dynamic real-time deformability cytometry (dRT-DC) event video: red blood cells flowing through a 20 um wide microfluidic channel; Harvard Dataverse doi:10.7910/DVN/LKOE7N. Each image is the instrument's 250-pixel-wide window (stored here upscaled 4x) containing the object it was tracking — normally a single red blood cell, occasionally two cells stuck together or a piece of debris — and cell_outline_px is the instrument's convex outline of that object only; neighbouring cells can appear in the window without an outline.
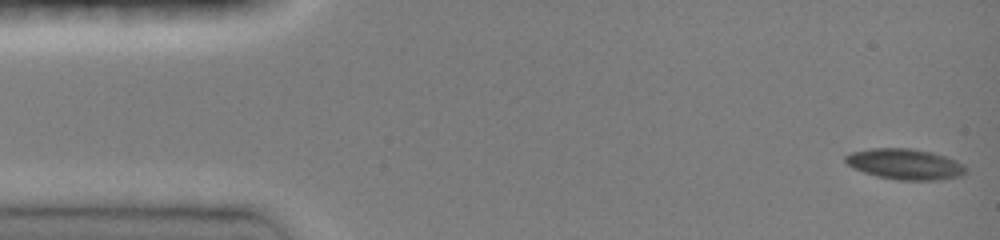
{"species": "common noctule bat (a hibernating species)", "species_latin": "Nyctalus noctula", "temperature_condition": "room temperature", "stored_images_in_passage": 48, "camera_frame_rate_fps": 3000, "um_per_image_px": 0.085, "animal": {"sex": "female", "body_mass_g": 19.0, "forearm_length_mm": 51.5}, "frame": {"image": 1, "passage_image": 1, "time_ms": 0.0, "image_size_px": [1000, 240], "cell_outline_px": [[968, 168], [960, 176], [940, 180], [896, 180], [876, 176], [852, 168], [844, 160], [844, 156], [852, 152], [872, 148], [908, 148], [932, 152], [956, 160], [964, 164]], "centroid_in_image_um": [76.92, 13.95], "position_along_channel_um": 8.1, "area_um2": 21.62}}
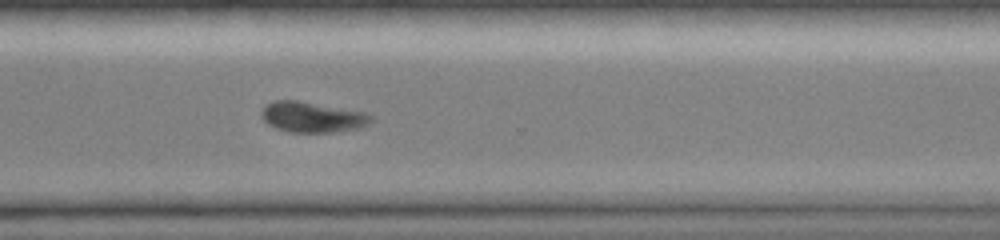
{"frame": {"image": 2, "passage_image": 35, "time_ms": 11.333, "image_size_px": [1000, 240], "cell_outline_px": [[376, 120], [360, 128], [332, 132], [288, 132], [276, 128], [268, 124], [264, 120], [260, 112], [272, 100], [300, 100], [368, 112]], "centroid_in_image_um": [26.6, 9.94], "position_along_channel_um": 344.0, "area_um2": 19.83}}
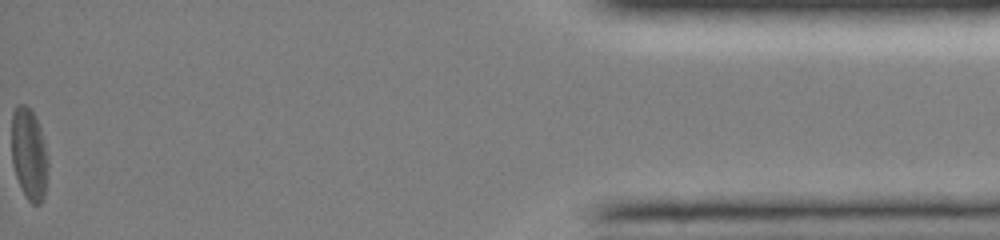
{"frame": {"image": 3, "passage_image": 48, "time_ms": 15.667, "image_size_px": [1000, 240], "cell_outline_px": [[48, 176], [44, 196], [40, 204], [32, 204], [28, 200], [16, 176], [12, 164], [12, 112], [16, 104], [24, 104], [32, 112], [40, 128], [48, 160]], "centroid_in_image_um": [2.47, 13.11], "position_along_channel_um": 432.7, "area_um2": 19.36}, "authors_computed_cell_mechanics": {"area_um2": 21.1259, "velocity_mm_per_s": 3.9963, "shape_relaxation_time_tau1_ms": 3.0006, "shape_relaxation_time_tau2_ms": 10.37, "deformation_change_tau1": 0.1099, "deformation_change_tau2": 0.1428}}